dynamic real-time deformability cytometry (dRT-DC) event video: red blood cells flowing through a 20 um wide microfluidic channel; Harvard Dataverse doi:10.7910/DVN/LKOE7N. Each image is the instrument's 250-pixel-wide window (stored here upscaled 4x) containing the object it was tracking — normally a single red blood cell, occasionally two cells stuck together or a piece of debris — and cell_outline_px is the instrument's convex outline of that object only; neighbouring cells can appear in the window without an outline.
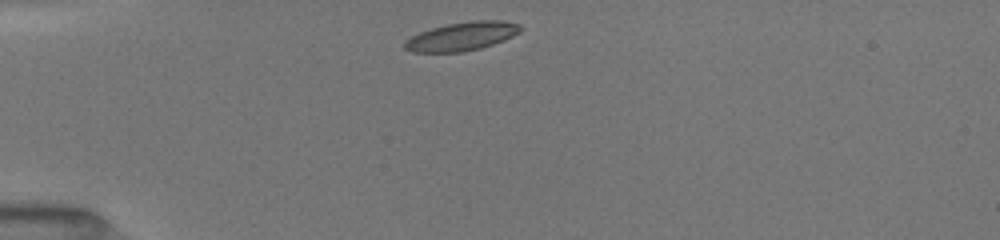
{"species": "common noctule bat (a hibernating species)", "species_latin": "Nyctalus noctula", "temperature_condition": "room temperature", "stored_images_in_passage": 8, "camera_frame_rate_fps": 3000, "um_per_image_px": 0.085, "animal": {"sex": "female", "body_mass_g": 19.5, "forearm_length_mm": 54.1}, "frame": {"image": 1, "passage_image": 1, "time_ms": 0.0, "image_size_px": [1000, 240], "cell_outline_px": [[524, 28], [520, 32], [504, 40], [480, 48], [464, 52], [412, 52], [404, 48], [404, 44], [412, 36], [420, 32], [432, 28], [448, 24], [472, 20], [500, 20], [520, 24]], "centroid_in_image_um": [39.3, 3.08], "position_along_channel_um": 45.7, "area_um2": 19.19}}
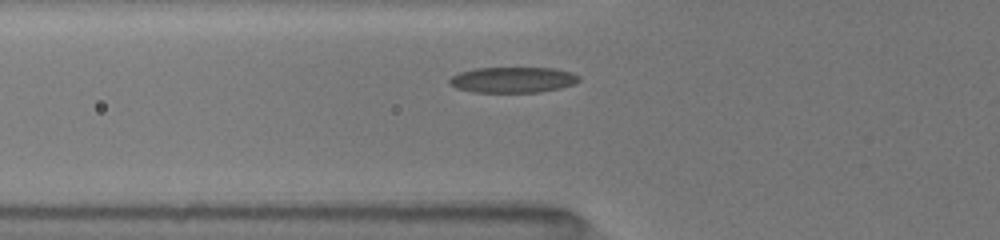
{"frame": {"image": 2, "passage_image": 5, "time_ms": 1.667, "image_size_px": [1000, 240], "cell_outline_px": [[580, 80], [572, 84], [560, 88], [540, 92], [472, 92], [456, 88], [448, 84], [448, 80], [452, 76], [460, 72], [472, 68], [552, 68], [572, 72], [580, 76]], "centroid_in_image_um": [43.56, 6.78], "position_along_channel_um": 82.2, "area_um2": 19.48}}
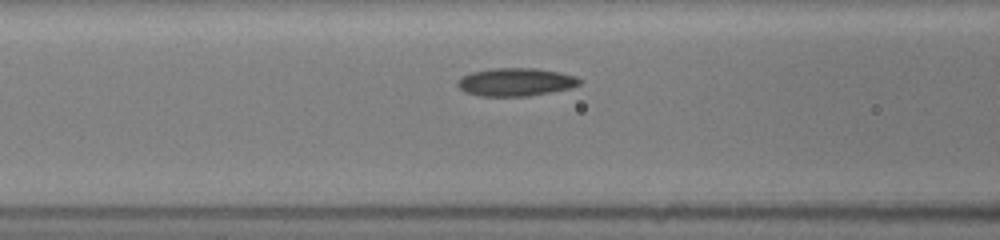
{"frame": {"image": 3, "passage_image": 7, "time_ms": 2.667, "image_size_px": [1000, 240], "cell_outline_px": [[580, 84], [568, 88], [528, 96], [480, 96], [464, 92], [456, 84], [456, 80], [472, 72], [492, 68], [536, 68], [560, 72], [576, 76], [580, 80]], "centroid_in_image_um": [43.79, 6.97], "position_along_channel_um": 122.8, "area_um2": 19.83}}